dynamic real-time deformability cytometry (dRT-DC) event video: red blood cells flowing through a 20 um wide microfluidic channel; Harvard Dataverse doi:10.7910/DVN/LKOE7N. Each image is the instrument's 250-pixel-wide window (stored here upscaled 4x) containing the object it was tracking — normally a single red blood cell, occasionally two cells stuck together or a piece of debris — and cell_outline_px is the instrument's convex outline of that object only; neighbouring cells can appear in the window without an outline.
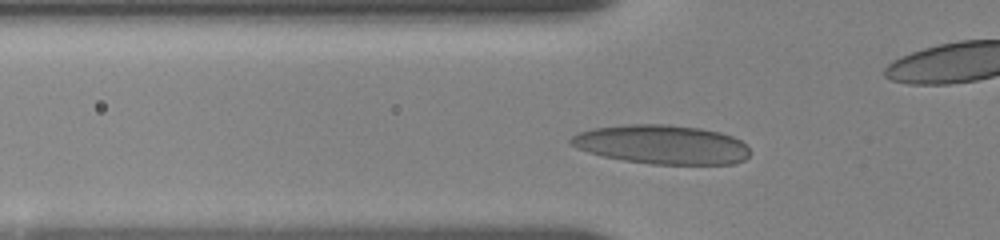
{"species": "human", "species_latin": "Homo sapiens", "temperature_condition": "room temperature", "stored_images_in_passage": 53, "camera_frame_rate_fps": 3000, "um_per_image_px": 0.085, "donor": {"sex": "female"}, "frame": {"image": 1, "passage_image": 12, "time_ms": 3.0, "image_size_px": [1000, 240], "cell_outline_px": [[748, 156], [744, 160], [732, 164], [652, 164], [624, 160], [604, 156], [588, 152], [576, 148], [568, 140], [572, 136], [580, 132], [596, 128], [628, 124], [668, 124], [700, 128], [720, 132], [732, 136], [740, 140], [748, 148]], "centroid_in_image_um": [56.26, 12.28], "position_along_channel_um": 69.5, "area_um2": 40.58}}
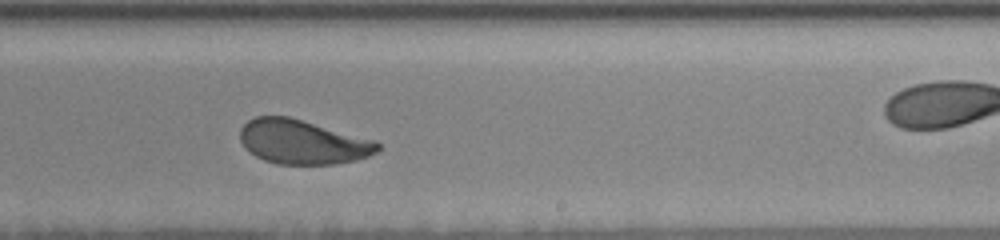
{"frame": {"image": 2, "passage_image": 37, "time_ms": 8.333, "image_size_px": [1000, 240], "cell_outline_px": [[380, 148], [376, 152], [368, 156], [356, 160], [332, 164], [276, 164], [264, 160], [256, 156], [240, 140], [240, 128], [248, 120], [256, 116], [288, 116], [376, 140], [380, 144]], "centroid_in_image_um": [25.74, 12.06], "position_along_channel_um": 263.3, "area_um2": 35.37}}
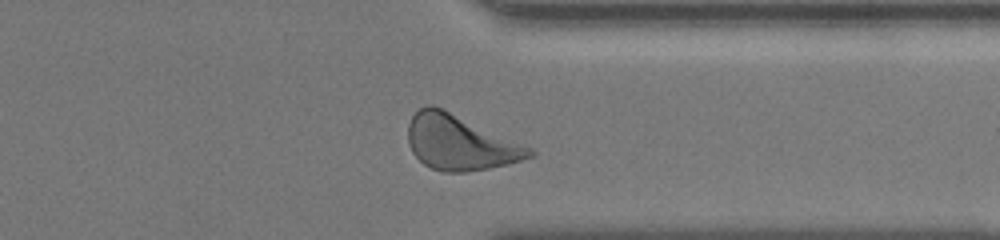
{"frame": {"image": 3, "passage_image": 50, "time_ms": 11.333, "image_size_px": [1000, 240], "cell_outline_px": [[536, 156], [508, 164], [488, 168], [464, 172], [444, 172], [432, 168], [424, 164], [412, 152], [408, 144], [408, 124], [412, 116], [420, 108], [428, 104], [432, 104], [532, 148], [536, 152]], "centroid_in_image_um": [39.09, 12.13], "position_along_channel_um": 372.3, "area_um2": 38.55}}